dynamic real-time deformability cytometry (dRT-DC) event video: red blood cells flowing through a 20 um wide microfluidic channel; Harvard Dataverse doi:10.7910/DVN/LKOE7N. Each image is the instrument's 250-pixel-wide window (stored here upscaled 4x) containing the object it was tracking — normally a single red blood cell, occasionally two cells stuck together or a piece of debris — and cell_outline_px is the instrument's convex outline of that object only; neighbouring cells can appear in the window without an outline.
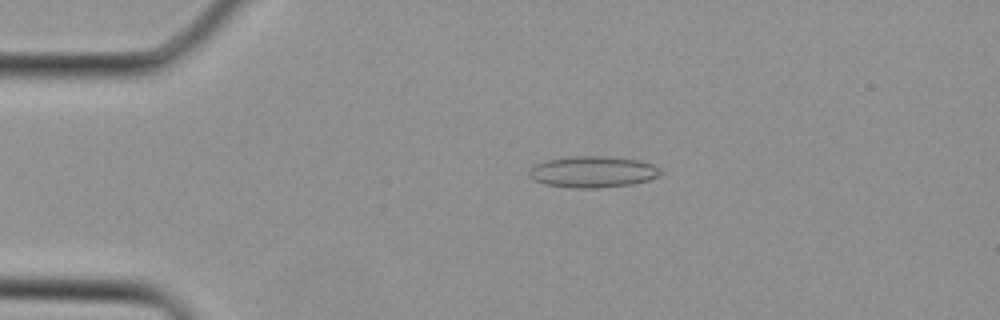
{"species": "Egyptian fruit bat (a non-hibernating species)", "species_latin": "Rousettus aegyptiacus", "temperature_condition": "cold", "stored_images_in_passage": 3, "segment_of_instrument_passage": [1, 2], "camera_frame_rate_fps": 3000, "um_per_image_px": 0.085, "animal": {"sex": "female"}, "frame": {"image": 1, "passage_image": 2, "time_ms": 0.333, "image_size_px": [1000, 320], "cell_outline_px": [[664, 172], [648, 180], [632, 184], [600, 188], [572, 188], [544, 184], [532, 180], [528, 176], [528, 168], [532, 164], [548, 160], [572, 156], [604, 156], [640, 160], [652, 164], [660, 168]], "centroid_in_image_um": [50.34, 14.61], "position_along_channel_um": 34.7, "area_um2": 24.33}}